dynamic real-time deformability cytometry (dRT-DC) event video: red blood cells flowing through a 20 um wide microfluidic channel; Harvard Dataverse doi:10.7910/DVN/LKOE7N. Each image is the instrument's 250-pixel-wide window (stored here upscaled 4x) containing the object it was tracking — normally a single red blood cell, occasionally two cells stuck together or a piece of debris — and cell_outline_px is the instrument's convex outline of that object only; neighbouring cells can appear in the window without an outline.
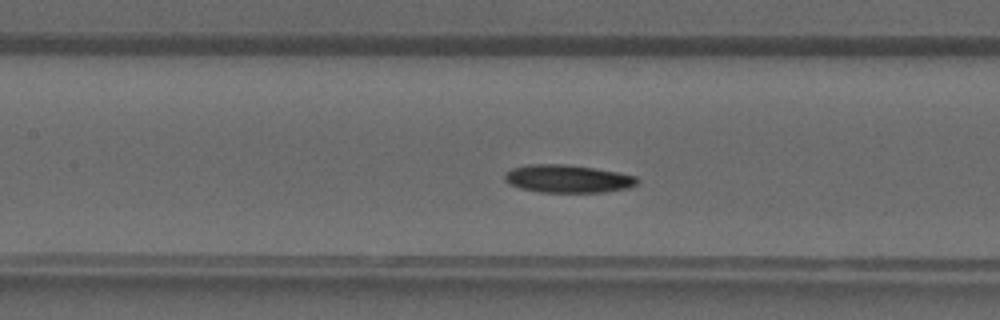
{"species": "common noctule bat (a hibernating species)", "species_latin": "Nyctalus noctula", "temperature_condition": "warm", "stored_images_in_passage": 30, "camera_frame_rate_fps": 3000, "um_per_image_px": 0.085, "animal": {"sex": "male", "forearm_length_mm": 52.5}, "frame": {"image": 1, "passage_image": 15, "time_ms": 4.667, "image_size_px": [1000, 320], "cell_outline_px": [[640, 180], [636, 184], [628, 188], [604, 192], [540, 192], [520, 188], [508, 184], [504, 180], [504, 172], [512, 168], [528, 164], [568, 164], [596, 168], [620, 172], [636, 176]], "centroid_in_image_um": [48.25, 15.18], "position_along_channel_um": 159.2, "area_um2": 21.85}}
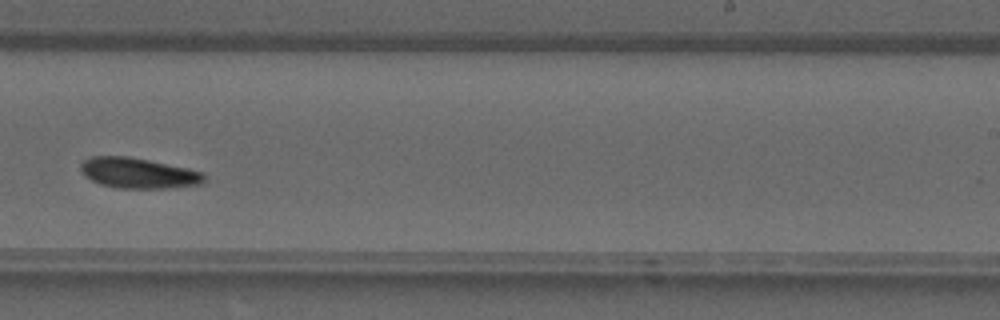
{"frame": {"image": 2, "passage_image": 22, "time_ms": 7.0, "image_size_px": [1000, 320], "cell_outline_px": [[204, 184], [176, 188], [116, 188], [100, 184], [84, 176], [80, 168], [80, 164], [84, 160], [92, 156], [128, 156], [188, 168], [200, 172], [204, 176]], "centroid_in_image_um": [11.75, 14.72], "position_along_channel_um": 277.3, "area_um2": 22.02}}
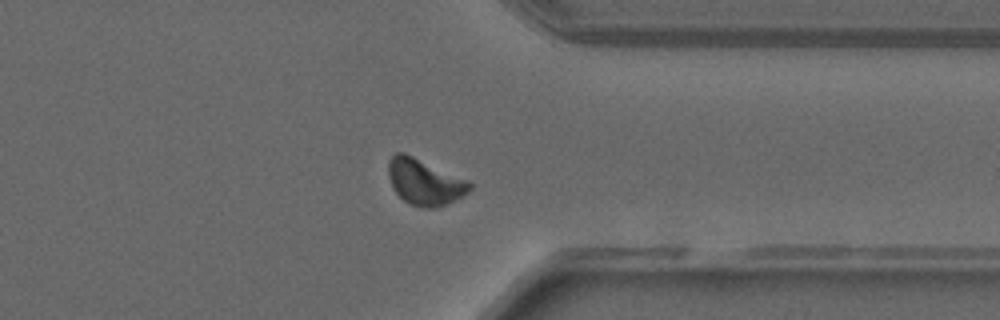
{"frame": {"image": 3, "passage_image": 28, "time_ms": 9.0, "image_size_px": [1000, 320], "cell_outline_px": [[472, 188], [468, 192], [444, 204], [432, 208], [420, 208], [404, 200], [396, 192], [388, 176], [388, 160], [396, 152], [404, 152], [468, 180], [472, 184]], "centroid_in_image_um": [36.07, 15.44], "position_along_channel_um": 375.3, "area_um2": 21.44}}